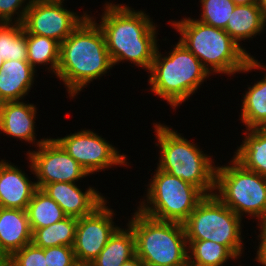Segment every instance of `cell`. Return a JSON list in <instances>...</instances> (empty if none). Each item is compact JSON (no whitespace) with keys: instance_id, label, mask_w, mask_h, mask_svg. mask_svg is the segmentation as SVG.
Listing matches in <instances>:
<instances>
[{"instance_id":"cell-1","label":"cell","mask_w":266,"mask_h":266,"mask_svg":"<svg viewBox=\"0 0 266 266\" xmlns=\"http://www.w3.org/2000/svg\"><path fill=\"white\" fill-rule=\"evenodd\" d=\"M101 28L113 65L130 61L149 71L157 44V25L146 12L123 4H104Z\"/></svg>"},{"instance_id":"cell-2","label":"cell","mask_w":266,"mask_h":266,"mask_svg":"<svg viewBox=\"0 0 266 266\" xmlns=\"http://www.w3.org/2000/svg\"><path fill=\"white\" fill-rule=\"evenodd\" d=\"M95 20L88 15L60 44L56 77L63 82L70 98L114 66L104 34Z\"/></svg>"},{"instance_id":"cell-3","label":"cell","mask_w":266,"mask_h":266,"mask_svg":"<svg viewBox=\"0 0 266 266\" xmlns=\"http://www.w3.org/2000/svg\"><path fill=\"white\" fill-rule=\"evenodd\" d=\"M170 24L180 33L178 41L200 60L211 75L240 73L251 60L223 29L190 17L171 21Z\"/></svg>"},{"instance_id":"cell-4","label":"cell","mask_w":266,"mask_h":266,"mask_svg":"<svg viewBox=\"0 0 266 266\" xmlns=\"http://www.w3.org/2000/svg\"><path fill=\"white\" fill-rule=\"evenodd\" d=\"M163 55L158 46L147 72L150 74L148 83L151 92L176 109L188 100L211 74L179 41L168 56Z\"/></svg>"},{"instance_id":"cell-5","label":"cell","mask_w":266,"mask_h":266,"mask_svg":"<svg viewBox=\"0 0 266 266\" xmlns=\"http://www.w3.org/2000/svg\"><path fill=\"white\" fill-rule=\"evenodd\" d=\"M153 125L155 146L160 149L157 167L196 186L205 195L214 194L217 166L213 159L171 127L160 122Z\"/></svg>"},{"instance_id":"cell-6","label":"cell","mask_w":266,"mask_h":266,"mask_svg":"<svg viewBox=\"0 0 266 266\" xmlns=\"http://www.w3.org/2000/svg\"><path fill=\"white\" fill-rule=\"evenodd\" d=\"M130 219L127 225L135 236L136 255L144 264L187 266L188 242L183 224L156 220L138 209Z\"/></svg>"},{"instance_id":"cell-7","label":"cell","mask_w":266,"mask_h":266,"mask_svg":"<svg viewBox=\"0 0 266 266\" xmlns=\"http://www.w3.org/2000/svg\"><path fill=\"white\" fill-rule=\"evenodd\" d=\"M228 164L216 167L214 194L241 218L245 213L265 226L266 177L245 169L234 158Z\"/></svg>"},{"instance_id":"cell-8","label":"cell","mask_w":266,"mask_h":266,"mask_svg":"<svg viewBox=\"0 0 266 266\" xmlns=\"http://www.w3.org/2000/svg\"><path fill=\"white\" fill-rule=\"evenodd\" d=\"M150 184L138 210L160 221L183 224L206 196L199 188L162 171L158 167L151 176Z\"/></svg>"},{"instance_id":"cell-9","label":"cell","mask_w":266,"mask_h":266,"mask_svg":"<svg viewBox=\"0 0 266 266\" xmlns=\"http://www.w3.org/2000/svg\"><path fill=\"white\" fill-rule=\"evenodd\" d=\"M242 220L215 194L206 195L183 223L186 240L214 241L239 258L244 251Z\"/></svg>"},{"instance_id":"cell-10","label":"cell","mask_w":266,"mask_h":266,"mask_svg":"<svg viewBox=\"0 0 266 266\" xmlns=\"http://www.w3.org/2000/svg\"><path fill=\"white\" fill-rule=\"evenodd\" d=\"M26 153L29 168L37 178L36 186L39 189L52 182L76 183L90 176L55 138L49 137L37 150H28Z\"/></svg>"},{"instance_id":"cell-11","label":"cell","mask_w":266,"mask_h":266,"mask_svg":"<svg viewBox=\"0 0 266 266\" xmlns=\"http://www.w3.org/2000/svg\"><path fill=\"white\" fill-rule=\"evenodd\" d=\"M89 175L112 168L127 166V157L92 130H81L55 139ZM112 166V167H111Z\"/></svg>"},{"instance_id":"cell-12","label":"cell","mask_w":266,"mask_h":266,"mask_svg":"<svg viewBox=\"0 0 266 266\" xmlns=\"http://www.w3.org/2000/svg\"><path fill=\"white\" fill-rule=\"evenodd\" d=\"M65 0H32L22 22L29 34L52 38L60 44L85 20L63 6Z\"/></svg>"},{"instance_id":"cell-13","label":"cell","mask_w":266,"mask_h":266,"mask_svg":"<svg viewBox=\"0 0 266 266\" xmlns=\"http://www.w3.org/2000/svg\"><path fill=\"white\" fill-rule=\"evenodd\" d=\"M107 201L92 214L77 218L73 250L78 265H89L119 228L114 225L113 216L116 214L106 206Z\"/></svg>"},{"instance_id":"cell-14","label":"cell","mask_w":266,"mask_h":266,"mask_svg":"<svg viewBox=\"0 0 266 266\" xmlns=\"http://www.w3.org/2000/svg\"><path fill=\"white\" fill-rule=\"evenodd\" d=\"M79 187L75 183L52 182L41 190L55 200L67 216L80 218L92 214L107 198L94 187L85 192Z\"/></svg>"},{"instance_id":"cell-15","label":"cell","mask_w":266,"mask_h":266,"mask_svg":"<svg viewBox=\"0 0 266 266\" xmlns=\"http://www.w3.org/2000/svg\"><path fill=\"white\" fill-rule=\"evenodd\" d=\"M37 107L24 101L0 103V132L38 147L48 138L36 139ZM36 141V142H35Z\"/></svg>"},{"instance_id":"cell-16","label":"cell","mask_w":266,"mask_h":266,"mask_svg":"<svg viewBox=\"0 0 266 266\" xmlns=\"http://www.w3.org/2000/svg\"><path fill=\"white\" fill-rule=\"evenodd\" d=\"M8 160L0 161V207L26 210L37 189L36 181Z\"/></svg>"},{"instance_id":"cell-17","label":"cell","mask_w":266,"mask_h":266,"mask_svg":"<svg viewBox=\"0 0 266 266\" xmlns=\"http://www.w3.org/2000/svg\"><path fill=\"white\" fill-rule=\"evenodd\" d=\"M29 243L32 230L27 211L0 207V251L9 259Z\"/></svg>"},{"instance_id":"cell-18","label":"cell","mask_w":266,"mask_h":266,"mask_svg":"<svg viewBox=\"0 0 266 266\" xmlns=\"http://www.w3.org/2000/svg\"><path fill=\"white\" fill-rule=\"evenodd\" d=\"M36 71L28 61H4L0 67V103L24 100L34 84Z\"/></svg>"},{"instance_id":"cell-19","label":"cell","mask_w":266,"mask_h":266,"mask_svg":"<svg viewBox=\"0 0 266 266\" xmlns=\"http://www.w3.org/2000/svg\"><path fill=\"white\" fill-rule=\"evenodd\" d=\"M265 26L266 21L263 18L258 3L236 5L225 31L251 57V53H248L245 50L246 48L240 45V42L246 39H253L258 34L260 35L263 30L265 31Z\"/></svg>"},{"instance_id":"cell-20","label":"cell","mask_w":266,"mask_h":266,"mask_svg":"<svg viewBox=\"0 0 266 266\" xmlns=\"http://www.w3.org/2000/svg\"><path fill=\"white\" fill-rule=\"evenodd\" d=\"M244 134L233 158L245 169L266 177V128L246 129Z\"/></svg>"},{"instance_id":"cell-21","label":"cell","mask_w":266,"mask_h":266,"mask_svg":"<svg viewBox=\"0 0 266 266\" xmlns=\"http://www.w3.org/2000/svg\"><path fill=\"white\" fill-rule=\"evenodd\" d=\"M118 228L90 266H121L136 255L135 236L129 225Z\"/></svg>"},{"instance_id":"cell-22","label":"cell","mask_w":266,"mask_h":266,"mask_svg":"<svg viewBox=\"0 0 266 266\" xmlns=\"http://www.w3.org/2000/svg\"><path fill=\"white\" fill-rule=\"evenodd\" d=\"M243 94L241 117L246 129L266 128V74Z\"/></svg>"},{"instance_id":"cell-23","label":"cell","mask_w":266,"mask_h":266,"mask_svg":"<svg viewBox=\"0 0 266 266\" xmlns=\"http://www.w3.org/2000/svg\"><path fill=\"white\" fill-rule=\"evenodd\" d=\"M26 211L32 232L67 217L59 204L39 188L34 191Z\"/></svg>"},{"instance_id":"cell-24","label":"cell","mask_w":266,"mask_h":266,"mask_svg":"<svg viewBox=\"0 0 266 266\" xmlns=\"http://www.w3.org/2000/svg\"><path fill=\"white\" fill-rule=\"evenodd\" d=\"M24 32L28 48L27 61L34 69L37 68V65L50 64L46 69L56 76L60 60V43L49 37L29 34L25 29Z\"/></svg>"},{"instance_id":"cell-25","label":"cell","mask_w":266,"mask_h":266,"mask_svg":"<svg viewBox=\"0 0 266 266\" xmlns=\"http://www.w3.org/2000/svg\"><path fill=\"white\" fill-rule=\"evenodd\" d=\"M76 226L77 218L67 216L48 227L35 229L32 232V243L43 249L55 246L73 247Z\"/></svg>"},{"instance_id":"cell-26","label":"cell","mask_w":266,"mask_h":266,"mask_svg":"<svg viewBox=\"0 0 266 266\" xmlns=\"http://www.w3.org/2000/svg\"><path fill=\"white\" fill-rule=\"evenodd\" d=\"M188 264L223 266L228 259H238L226 246L209 240H187ZM225 266V265H224Z\"/></svg>"},{"instance_id":"cell-27","label":"cell","mask_w":266,"mask_h":266,"mask_svg":"<svg viewBox=\"0 0 266 266\" xmlns=\"http://www.w3.org/2000/svg\"><path fill=\"white\" fill-rule=\"evenodd\" d=\"M28 48L22 23L0 22V67L6 60L27 61Z\"/></svg>"},{"instance_id":"cell-28","label":"cell","mask_w":266,"mask_h":266,"mask_svg":"<svg viewBox=\"0 0 266 266\" xmlns=\"http://www.w3.org/2000/svg\"><path fill=\"white\" fill-rule=\"evenodd\" d=\"M202 7L200 19L197 20L225 30L227 23L236 7L232 0H199Z\"/></svg>"},{"instance_id":"cell-29","label":"cell","mask_w":266,"mask_h":266,"mask_svg":"<svg viewBox=\"0 0 266 266\" xmlns=\"http://www.w3.org/2000/svg\"><path fill=\"white\" fill-rule=\"evenodd\" d=\"M8 266H47L45 249L29 243L8 259Z\"/></svg>"},{"instance_id":"cell-30","label":"cell","mask_w":266,"mask_h":266,"mask_svg":"<svg viewBox=\"0 0 266 266\" xmlns=\"http://www.w3.org/2000/svg\"><path fill=\"white\" fill-rule=\"evenodd\" d=\"M31 2L32 0H0V22L22 23ZM14 16L16 17L13 18Z\"/></svg>"},{"instance_id":"cell-31","label":"cell","mask_w":266,"mask_h":266,"mask_svg":"<svg viewBox=\"0 0 266 266\" xmlns=\"http://www.w3.org/2000/svg\"><path fill=\"white\" fill-rule=\"evenodd\" d=\"M47 266H78L73 247L55 246L45 248Z\"/></svg>"},{"instance_id":"cell-32","label":"cell","mask_w":266,"mask_h":266,"mask_svg":"<svg viewBox=\"0 0 266 266\" xmlns=\"http://www.w3.org/2000/svg\"><path fill=\"white\" fill-rule=\"evenodd\" d=\"M260 231L258 235L260 244L257 246V253L255 260L260 263L262 266H266V226H257Z\"/></svg>"},{"instance_id":"cell-33","label":"cell","mask_w":266,"mask_h":266,"mask_svg":"<svg viewBox=\"0 0 266 266\" xmlns=\"http://www.w3.org/2000/svg\"><path fill=\"white\" fill-rule=\"evenodd\" d=\"M264 63H260L253 55L251 56V60L246 64L245 68L240 72V73H245V72H250L251 70H261L265 71L266 70V65H262ZM266 74V73H265Z\"/></svg>"},{"instance_id":"cell-34","label":"cell","mask_w":266,"mask_h":266,"mask_svg":"<svg viewBox=\"0 0 266 266\" xmlns=\"http://www.w3.org/2000/svg\"><path fill=\"white\" fill-rule=\"evenodd\" d=\"M144 262L137 256L135 255L128 261L124 262L121 266H144Z\"/></svg>"},{"instance_id":"cell-35","label":"cell","mask_w":266,"mask_h":266,"mask_svg":"<svg viewBox=\"0 0 266 266\" xmlns=\"http://www.w3.org/2000/svg\"><path fill=\"white\" fill-rule=\"evenodd\" d=\"M236 5L256 4L259 0H232Z\"/></svg>"},{"instance_id":"cell-36","label":"cell","mask_w":266,"mask_h":266,"mask_svg":"<svg viewBox=\"0 0 266 266\" xmlns=\"http://www.w3.org/2000/svg\"><path fill=\"white\" fill-rule=\"evenodd\" d=\"M259 8L261 9L264 20L266 21V0L258 1Z\"/></svg>"},{"instance_id":"cell-37","label":"cell","mask_w":266,"mask_h":266,"mask_svg":"<svg viewBox=\"0 0 266 266\" xmlns=\"http://www.w3.org/2000/svg\"><path fill=\"white\" fill-rule=\"evenodd\" d=\"M0 266H8V258L0 251Z\"/></svg>"},{"instance_id":"cell-38","label":"cell","mask_w":266,"mask_h":266,"mask_svg":"<svg viewBox=\"0 0 266 266\" xmlns=\"http://www.w3.org/2000/svg\"><path fill=\"white\" fill-rule=\"evenodd\" d=\"M144 266H158V265L145 264Z\"/></svg>"}]
</instances>
